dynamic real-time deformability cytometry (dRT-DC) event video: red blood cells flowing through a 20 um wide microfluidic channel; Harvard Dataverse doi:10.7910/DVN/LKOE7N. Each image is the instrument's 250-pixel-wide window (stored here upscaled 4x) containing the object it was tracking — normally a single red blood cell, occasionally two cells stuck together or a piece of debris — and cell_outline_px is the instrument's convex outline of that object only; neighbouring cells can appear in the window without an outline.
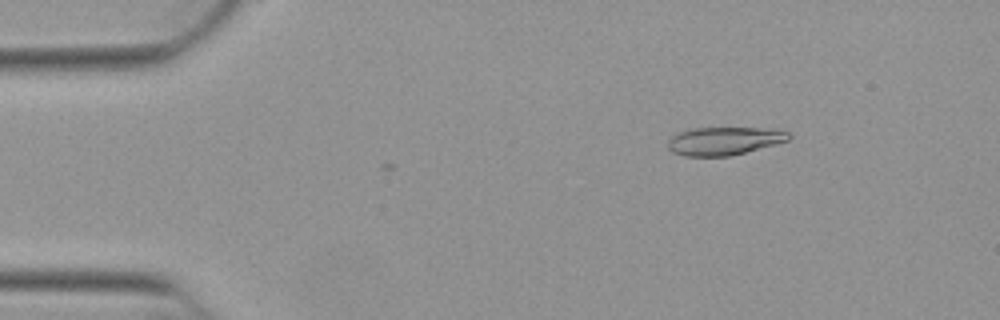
{"species": "Egyptian fruit bat (a non-hibernating species)", "species_latin": "Rousettus aegyptiacus", "temperature_condition": "warm", "stored_images_in_passage": 3, "camera_frame_rate_fps": 3000, "um_per_image_px": 0.085, "animal": {"sex": "female"}, "frame": {"image": 1, "passage_image": 1, "time_ms": 0.0, "image_size_px": [1000, 320], "cell_outline_px": [[792, 136], [788, 140], [776, 144], [728, 156], [684, 156], [672, 152], [668, 148], [668, 140], [672, 136], [680, 132], [692, 128], [760, 128], [788, 132]], "centroid_in_image_um": [61.51, 11.98], "position_along_channel_um": 23.5, "area_um2": 19.54}}